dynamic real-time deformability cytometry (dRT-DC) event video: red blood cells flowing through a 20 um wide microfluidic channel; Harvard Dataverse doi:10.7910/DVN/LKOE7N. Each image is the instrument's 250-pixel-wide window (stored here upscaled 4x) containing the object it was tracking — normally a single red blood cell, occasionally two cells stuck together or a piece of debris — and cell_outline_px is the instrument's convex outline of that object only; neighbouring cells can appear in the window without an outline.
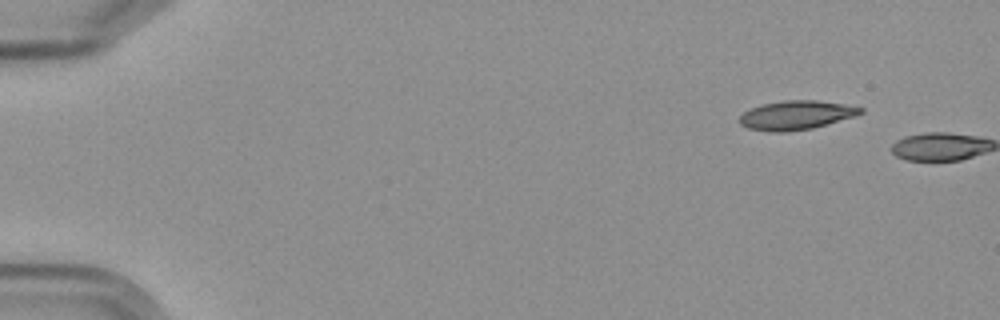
{"species": "Egyptian fruit bat (a non-hibernating species)", "species_latin": "Rousettus aegyptiacus", "temperature_condition": "cold", "stored_images_in_passage": 6, "segment_of_instrument_passage": [2, 2], "camera_frame_rate_fps": 3000, "um_per_image_px": 0.085, "frame": {"image": 1, "passage_image": 6, "time_ms": 6.667, "image_size_px": [1000, 320], "cell_outline_px": [[864, 112], [856, 116], [812, 128], [784, 132], [768, 132], [748, 128], [740, 124], [740, 116], [744, 112], [760, 104], [784, 100], [816, 100], [844, 104], [864, 108]], "centroid_in_image_um": [67.68, 9.78], "position_along_channel_um": 17.3, "area_um2": 20.46}}